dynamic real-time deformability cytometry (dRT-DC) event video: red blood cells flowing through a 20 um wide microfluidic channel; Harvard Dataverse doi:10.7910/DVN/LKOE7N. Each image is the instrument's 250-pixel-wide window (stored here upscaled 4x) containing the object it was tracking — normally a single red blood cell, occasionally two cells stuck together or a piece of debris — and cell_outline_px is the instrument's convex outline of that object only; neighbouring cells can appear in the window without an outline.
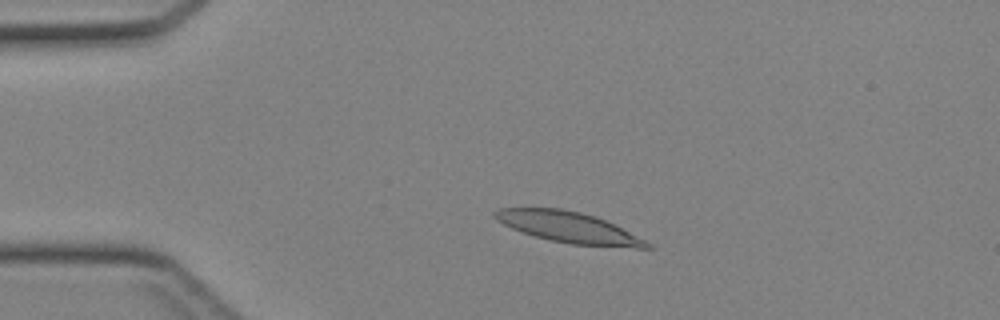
{"species": "Egyptian fruit bat (a non-hibernating species)", "species_latin": "Rousettus aegyptiacus", "temperature_condition": "cold", "stored_images_in_passage": 41, "camera_frame_rate_fps": 3000, "um_per_image_px": 0.085, "animal": {"sex": "female"}, "frame": {"image": 1, "passage_image": 7, "time_ms": 2.0, "image_size_px": [1000, 320], "cell_outline_px": [[648, 248], [644, 248], [576, 244], [556, 240], [524, 232], [500, 220], [508, 208], [556, 208], [576, 212], [592, 216], [604, 220], [620, 228], [644, 244]], "centroid_in_image_um": [48.38, 19.31], "position_along_channel_um": 36.6, "area_um2": 24.33}}
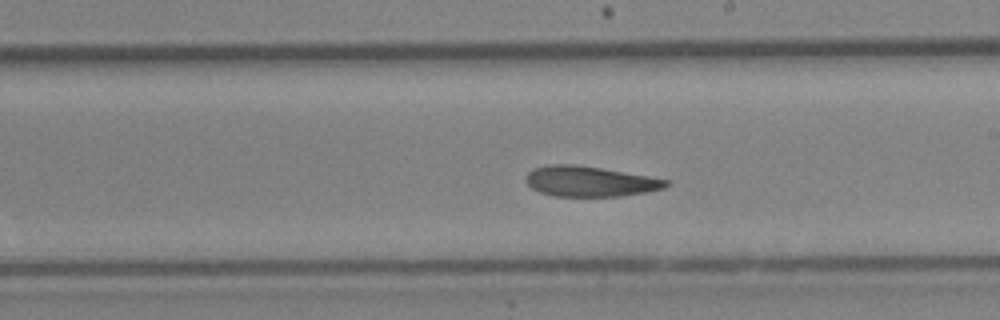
{"frame": {"image": 2, "passage_image": 23, "time_ms": 7.333, "image_size_px": [1000, 320], "cell_outline_px": [[668, 184], [660, 188], [640, 192], [612, 196], [560, 196], [544, 192], [528, 184], [528, 176], [536, 168], [596, 168], [668, 180]], "centroid_in_image_um": [50.23, 15.48], "position_along_channel_um": 238.8, "area_um2": 21.96}}
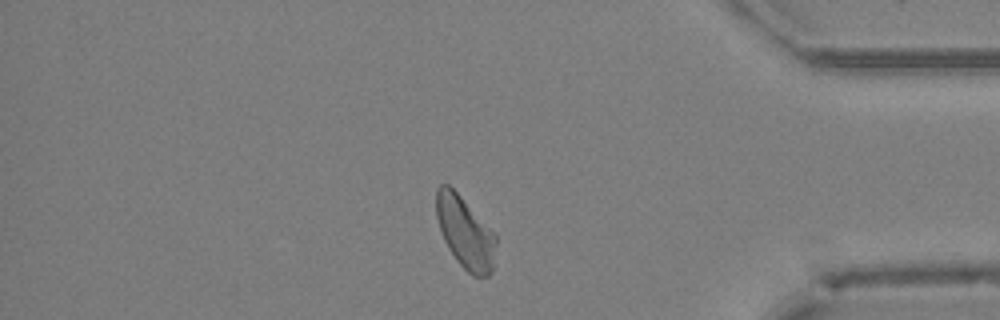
{"frame": {"image": 3, "passage_image": 35, "time_ms": 11.333, "image_size_px": [1000, 320], "cell_outline_px": [[496, 240], [488, 276], [476, 276], [468, 272], [464, 268], [452, 252], [440, 228], [436, 212], [436, 192], [440, 184], [448, 184], [456, 192], [496, 236]], "centroid_in_image_um": [39.5, 19.72], "position_along_channel_um": 395.7, "area_um2": 23.41}}